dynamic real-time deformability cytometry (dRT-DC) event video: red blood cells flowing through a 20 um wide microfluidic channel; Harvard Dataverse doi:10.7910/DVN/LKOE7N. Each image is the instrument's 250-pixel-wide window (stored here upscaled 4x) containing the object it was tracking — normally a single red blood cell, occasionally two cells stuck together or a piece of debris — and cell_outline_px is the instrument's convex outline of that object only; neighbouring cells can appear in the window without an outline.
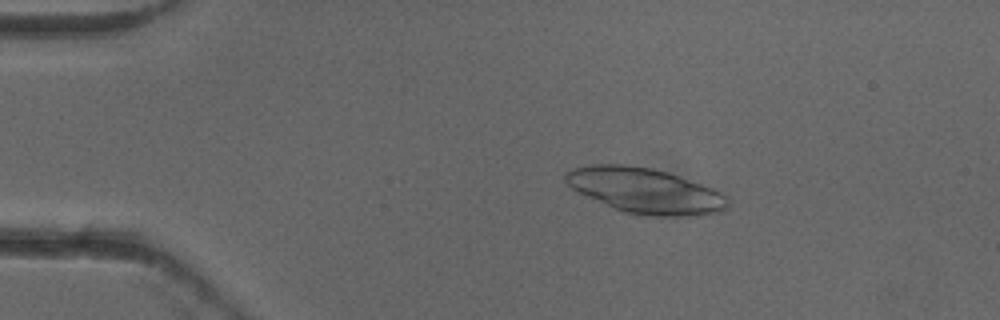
{"species": "common noctule bat (a hibernating species)", "species_latin": "Nyctalus noctula", "temperature_condition": "cold", "stored_images_in_passage": 52, "camera_frame_rate_fps": 3000, "um_per_image_px": 0.085, "animal": {"sex": "female"}, "frame": {"image": 1, "passage_image": 10, "time_ms": 3.0, "image_size_px": [1000, 320], "cell_outline_px": [[728, 208], [724, 212], [688, 216], [656, 216], [624, 212], [588, 196], [572, 188], [564, 180], [564, 172], [572, 168], [592, 164], [624, 164], [652, 168], [668, 172], [712, 188], [728, 196]], "centroid_in_image_um": [54.87, 16.2], "position_along_channel_um": 30.1, "area_um2": 42.66}}